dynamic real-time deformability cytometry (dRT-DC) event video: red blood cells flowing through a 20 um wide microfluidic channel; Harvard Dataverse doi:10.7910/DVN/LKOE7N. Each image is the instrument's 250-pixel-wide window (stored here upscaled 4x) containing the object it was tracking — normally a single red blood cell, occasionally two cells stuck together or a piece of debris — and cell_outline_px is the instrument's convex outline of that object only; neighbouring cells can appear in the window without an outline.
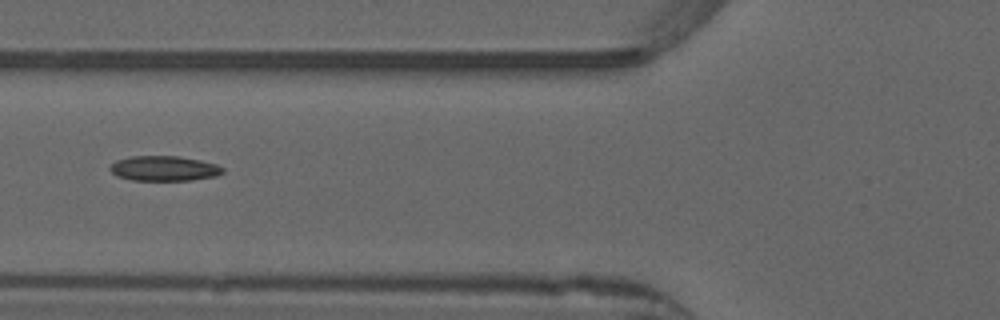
{"species": "common noctule bat (a hibernating species)", "species_latin": "Nyctalus noctula", "temperature_condition": "warm", "stored_images_in_passage": 38, "camera_frame_rate_fps": 3000, "um_per_image_px": 0.085, "animal": {"sex": "male", "forearm_length_mm": 52.5}, "frame": {"image": 1, "passage_image": 6, "time_ms": 1.667, "image_size_px": [1000, 320], "cell_outline_px": [[224, 172], [216, 176], [192, 180], [132, 180], [116, 176], [108, 168], [116, 160], [132, 156], [180, 156], [200, 160], [216, 164], [224, 168]], "centroid_in_image_um": [13.95, 14.31], "position_along_channel_um": 111.9, "area_um2": 16.47}, "authors_computed_cell_mechanics": {"area_um2": 16.0395, "velocity_mm_per_s": 3.916, "shape_relaxation_time_tau1_ms": null, "shape_relaxation_time_tau2_ms": 5.7592, "deformation_change_tau1": null, "deformation_change_tau2": 0.1332}}